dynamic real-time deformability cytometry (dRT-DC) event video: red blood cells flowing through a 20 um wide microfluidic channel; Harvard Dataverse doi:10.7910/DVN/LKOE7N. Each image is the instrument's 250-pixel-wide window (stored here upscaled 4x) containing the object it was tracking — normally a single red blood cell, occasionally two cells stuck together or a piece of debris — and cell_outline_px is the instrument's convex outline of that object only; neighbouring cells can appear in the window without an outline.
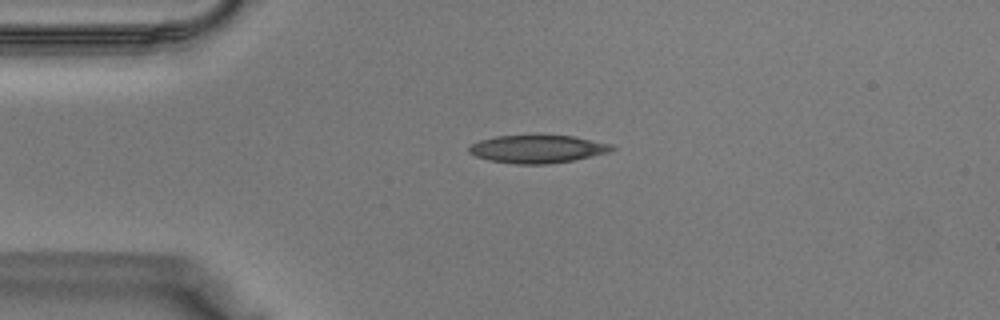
{"species": "Egyptian fruit bat (a non-hibernating species)", "species_latin": "Rousettus aegyptiacus", "temperature_condition": "warm", "stored_images_in_passage": 31, "camera_frame_rate_fps": 3000, "um_per_image_px": 0.085, "animal": {"sex": "male"}, "frame": {"image": 1, "passage_image": 1, "time_ms": 0.0, "image_size_px": [1000, 320], "cell_outline_px": [[616, 148], [612, 152], [572, 160], [548, 164], [516, 164], [488, 160], [476, 156], [468, 152], [468, 148], [472, 144], [480, 140], [496, 136], [572, 136], [612, 144]], "centroid_in_image_um": [45.7, 12.67], "position_along_channel_um": 39.3, "area_um2": 23.06}}
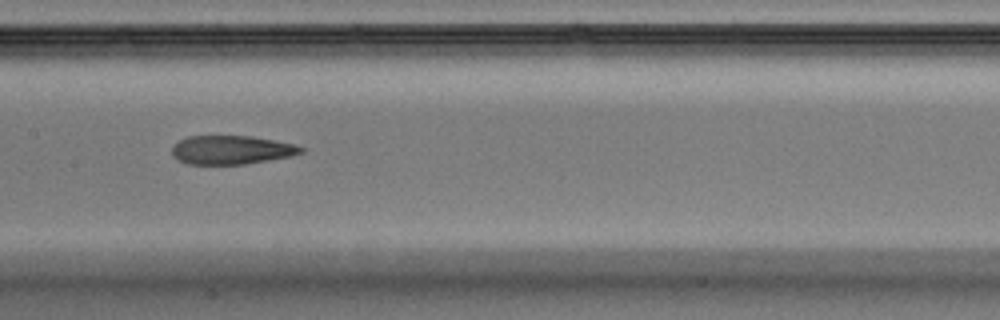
{"frame": {"image": 2, "passage_image": 11, "time_ms": 3.333, "image_size_px": [1000, 320], "cell_outline_px": [[304, 152], [292, 156], [244, 164], [188, 164], [172, 156], [172, 148], [180, 140], [188, 136], [252, 136], [292, 144], [304, 148]], "centroid_in_image_um": [19.67, 12.74], "position_along_channel_um": 187.7, "area_um2": 21.39}}
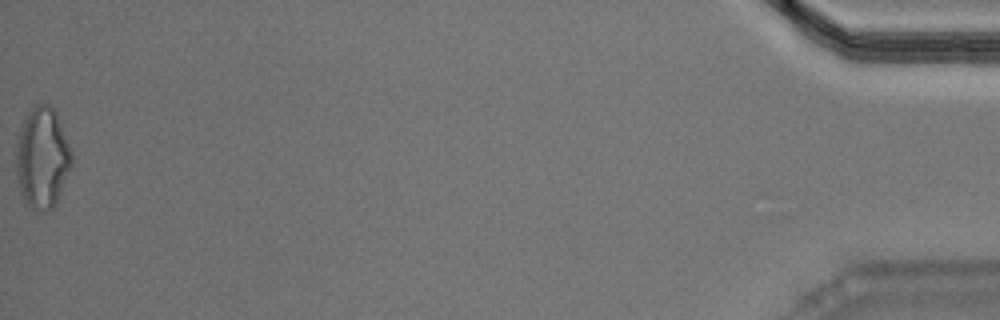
{"frame": {"image": 3, "passage_image": 31, "time_ms": 10.0, "image_size_px": [1000, 320], "cell_outline_px": [[72, 164], [56, 204], [52, 208], [28, 208], [24, 204], [16, 180], [16, 144], [20, 128], [24, 120], [32, 108], [36, 104], [48, 104], [56, 112], [68, 144], [72, 156]], "centroid_in_image_um": [3.56, 13.44], "position_along_channel_um": 431.6, "area_um2": 32.48}}